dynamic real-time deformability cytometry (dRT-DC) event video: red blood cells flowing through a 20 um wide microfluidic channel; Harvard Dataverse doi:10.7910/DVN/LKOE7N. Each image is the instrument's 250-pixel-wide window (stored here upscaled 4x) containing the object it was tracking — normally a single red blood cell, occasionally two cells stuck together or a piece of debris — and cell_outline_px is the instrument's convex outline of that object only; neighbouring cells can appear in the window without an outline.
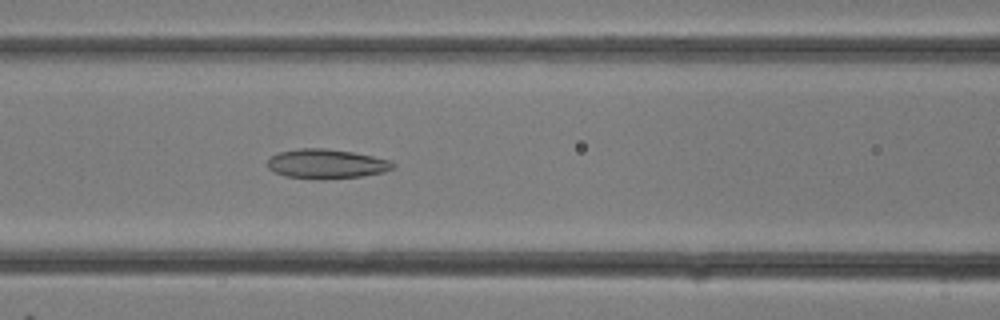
{"species": "common noctule bat (a hibernating species)", "species_latin": "Nyctalus noctula", "temperature_condition": "room temperature", "stored_images_in_passage": 13, "camera_frame_rate_fps": 3000, "um_per_image_px": 0.085, "animal": {"sex": "female"}, "frame": {"image": 1, "passage_image": 13, "time_ms": 4.0, "image_size_px": [1000, 320], "cell_outline_px": [[396, 164], [392, 168], [384, 172], [360, 176], [324, 180], [320, 180], [284, 176], [268, 168], [268, 160], [272, 156], [280, 152], [300, 148], [324, 148], [352, 152], [392, 160]], "centroid_in_image_um": [27.76, 13.94], "position_along_channel_um": 138.8, "area_um2": 21.56}}